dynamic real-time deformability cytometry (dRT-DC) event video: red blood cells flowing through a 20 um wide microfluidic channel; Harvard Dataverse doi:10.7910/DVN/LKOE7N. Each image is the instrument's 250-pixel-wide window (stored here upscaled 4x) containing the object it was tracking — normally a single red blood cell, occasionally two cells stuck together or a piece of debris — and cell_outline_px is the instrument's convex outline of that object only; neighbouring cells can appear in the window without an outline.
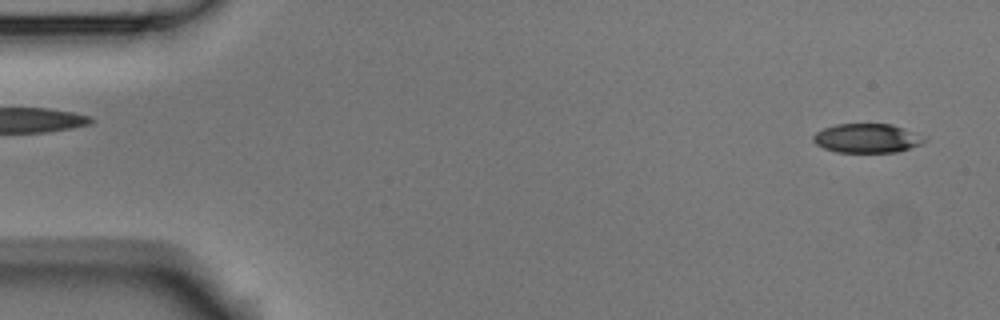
{"species": "Egyptian fruit bat (a non-hibernating species)", "species_latin": "Rousettus aegyptiacus", "temperature_condition": "room temperature", "stored_images_in_passage": 5, "segment_of_instrument_passage": [2, 2], "camera_frame_rate_fps": 3000, "um_per_image_px": 0.085, "animal": {"sex": "male"}, "frame": {"image": 1, "passage_image": 5, "time_ms": 1.333, "image_size_px": [1000, 320], "cell_outline_px": [[928, 140], [920, 144], [896, 152], [836, 152], [824, 148], [816, 144], [812, 140], [812, 136], [816, 132], [824, 128], [836, 124], [892, 124], [928, 136]], "centroid_in_image_um": [73.73, 11.74], "position_along_channel_um": 11.3, "area_um2": 19.02}}